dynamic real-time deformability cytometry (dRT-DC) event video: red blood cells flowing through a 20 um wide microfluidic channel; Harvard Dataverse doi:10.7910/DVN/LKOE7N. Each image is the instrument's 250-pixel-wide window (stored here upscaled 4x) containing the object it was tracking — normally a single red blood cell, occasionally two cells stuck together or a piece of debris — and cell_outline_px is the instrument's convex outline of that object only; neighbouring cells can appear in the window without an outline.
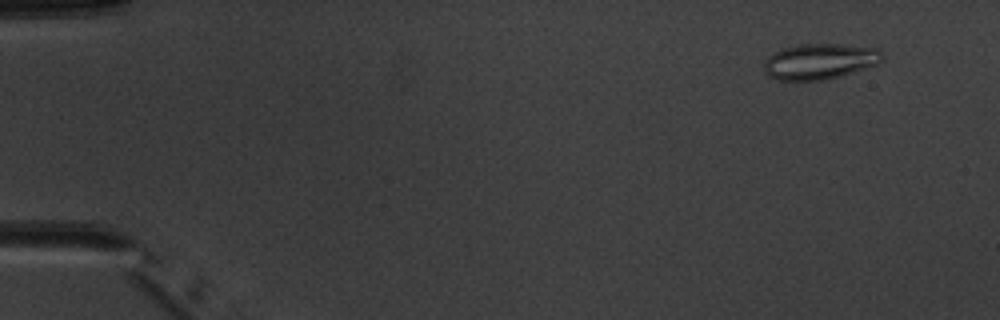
{"species": "common noctule bat (a hibernating species)", "species_latin": "Nyctalus noctula", "temperature_condition": "warm", "stored_images_in_passage": 4, "camera_frame_rate_fps": 3000, "um_per_image_px": 0.085, "animal": {"sex": "male", "body_mass_g": 20.1, "forearm_length_mm": 53.5}, "frame": {"image": 1, "passage_image": 1, "time_ms": 0.0, "image_size_px": [1000, 320], "cell_outline_px": [[884, 60], [876, 64], [840, 76], [824, 80], [776, 80], [768, 76], [764, 72], [764, 60], [772, 52], [780, 48], [800, 44], [844, 44], [880, 48], [884, 56]], "centroid_in_image_um": [69.66, 5.2], "position_along_channel_um": 15.3, "area_um2": 24.97}}
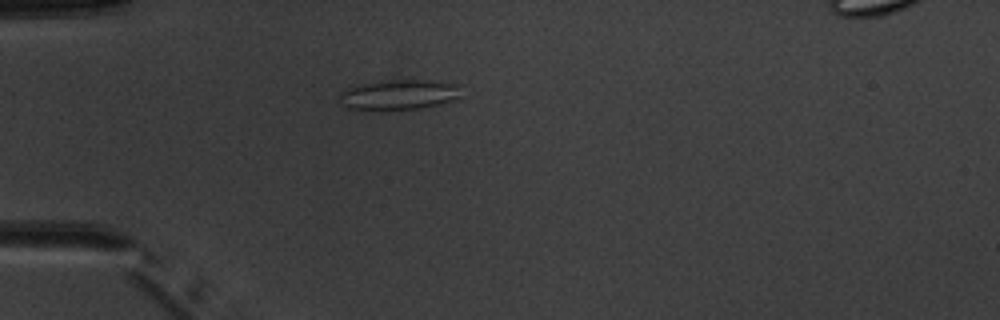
{"frame": {"image": 2, "passage_image": 4, "time_ms": 3.667, "image_size_px": [1000, 320], "cell_outline_px": [[460, 100], [420, 108], [372, 112], [348, 108], [344, 104], [340, 96], [340, 92], [348, 88], [360, 84], [392, 80], [428, 80], [456, 84], [460, 96]], "centroid_in_image_um": [33.91, 8.08], "position_along_channel_um": 51.1, "area_um2": 21.62}}